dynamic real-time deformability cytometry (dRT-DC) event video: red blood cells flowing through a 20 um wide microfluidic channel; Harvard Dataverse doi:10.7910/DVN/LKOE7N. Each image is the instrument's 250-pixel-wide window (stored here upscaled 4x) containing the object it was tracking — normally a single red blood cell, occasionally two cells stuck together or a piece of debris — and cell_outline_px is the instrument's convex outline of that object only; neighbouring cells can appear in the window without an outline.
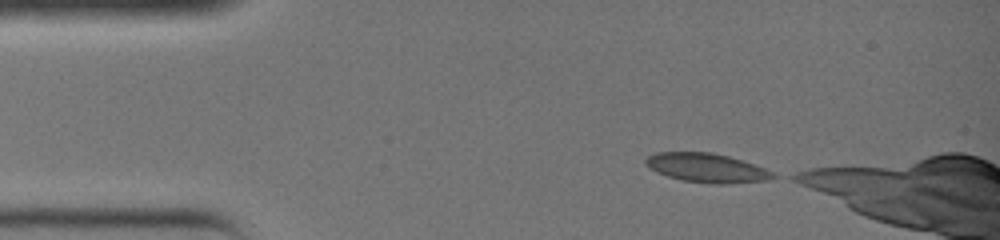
{"species": "common noctule bat (a hibernating species)", "species_latin": "Nyctalus noctula", "temperature_condition": "warm", "stored_images_in_passage": 6, "camera_frame_rate_fps": 3000, "um_per_image_px": 0.085, "animal": {"sex": "female", "body_mass_g": 19.0, "forearm_length_mm": 51.5}, "frame": {"image": 1, "passage_image": 1, "time_ms": 0.0, "image_size_px": [1000, 240], "cell_outline_px": [[780, 176], [768, 180], [724, 184], [712, 184], [680, 180], [656, 172], [644, 164], [644, 160], [648, 156], [656, 152], [712, 152], [728, 156], [764, 168]], "centroid_in_image_um": [60.05, 14.27], "position_along_channel_um": 25.0, "area_um2": 21.62}}